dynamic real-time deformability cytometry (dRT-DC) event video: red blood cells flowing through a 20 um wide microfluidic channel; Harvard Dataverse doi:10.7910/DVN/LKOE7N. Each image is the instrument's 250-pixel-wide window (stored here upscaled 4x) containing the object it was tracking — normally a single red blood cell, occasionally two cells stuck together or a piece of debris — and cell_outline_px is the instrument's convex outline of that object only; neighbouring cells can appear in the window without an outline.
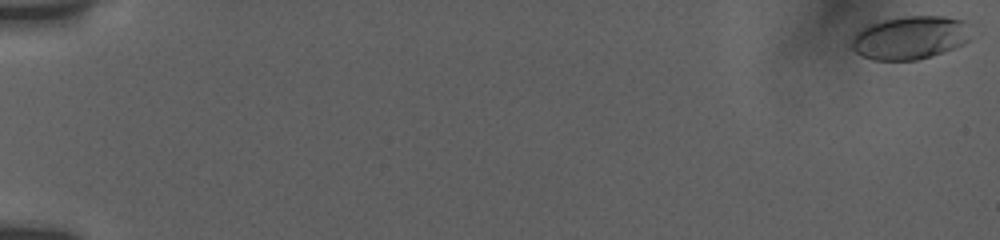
{"species": "human", "species_latin": "Homo sapiens", "temperature_condition": "room temperature", "stored_images_in_passage": 27, "camera_frame_rate_fps": 3000, "um_per_image_px": 0.085, "donor": {"sex": "female"}, "frame": {"image": 1, "passage_image": 1, "time_ms": 0.0, "image_size_px": [1000, 240], "cell_outline_px": [[980, 32], [964, 44], [956, 48], [916, 60], [872, 60], [856, 52], [852, 48], [852, 36], [860, 28], [868, 24], [884, 20], [904, 16], [944, 16], [964, 20]], "centroid_in_image_um": [77.48, 3.18], "position_along_channel_um": 7.5, "area_um2": 30.92}}
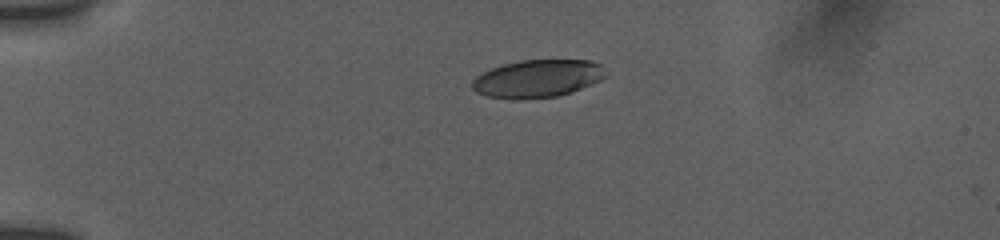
{"frame": {"image": 2, "passage_image": 19, "time_ms": 4.667, "image_size_px": [1000, 240], "cell_outline_px": [[608, 76], [600, 80], [580, 88], [556, 96], [524, 100], [512, 100], [488, 96], [476, 92], [472, 88], [472, 80], [476, 76], [492, 68], [504, 64], [520, 60], [592, 60], [600, 64], [608, 72]], "centroid_in_image_um": [45.69, 6.68], "position_along_channel_um": 39.3, "area_um2": 29.48}}